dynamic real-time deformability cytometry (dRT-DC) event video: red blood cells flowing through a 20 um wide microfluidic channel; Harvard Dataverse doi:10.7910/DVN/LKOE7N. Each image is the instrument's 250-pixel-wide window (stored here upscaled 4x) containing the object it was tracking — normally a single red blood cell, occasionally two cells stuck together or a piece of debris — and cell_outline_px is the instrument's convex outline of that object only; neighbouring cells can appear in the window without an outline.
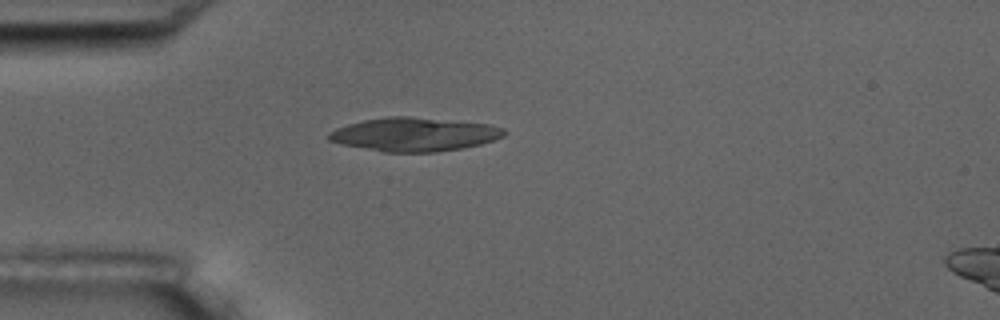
{"species": "common noctule bat (a hibernating species)", "species_latin": "Nyctalus noctula", "temperature_condition": "room temperature", "stored_images_in_passage": 2, "camera_frame_rate_fps": 3000, "um_per_image_px": 0.085, "animal": {"sex": "male", "body_mass_g": 17.5, "forearm_length_mm": 52.3}, "frame": {"image": 1, "passage_image": 1, "time_ms": 0.0, "image_size_px": [1000, 320], "cell_outline_px": [[508, 132], [504, 136], [480, 144], [464, 148], [436, 152], [384, 152], [340, 144], [328, 140], [328, 132], [336, 128], [348, 124], [364, 120], [388, 116], [408, 116], [488, 124], [504, 128]], "centroid_in_image_um": [35.2, 11.42], "position_along_channel_um": 49.8, "area_um2": 34.39}}